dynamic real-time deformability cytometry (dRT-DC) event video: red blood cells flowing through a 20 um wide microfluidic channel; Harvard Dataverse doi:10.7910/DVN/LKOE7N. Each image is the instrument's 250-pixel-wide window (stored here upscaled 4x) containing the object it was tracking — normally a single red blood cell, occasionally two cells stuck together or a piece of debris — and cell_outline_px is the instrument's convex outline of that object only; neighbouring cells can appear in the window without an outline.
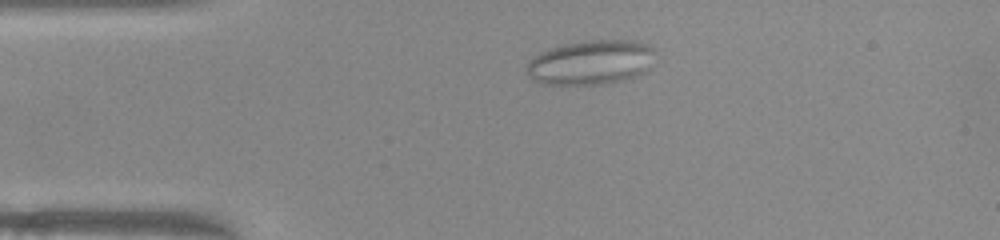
{"species": "common noctule bat (a hibernating species)", "species_latin": "Nyctalus noctula", "temperature_condition": "warm", "stored_images_in_passage": 41, "camera_frame_rate_fps": 3000, "um_per_image_px": 0.085, "animal": {"sex": "female", "body_mass_g": 22.0, "forearm_length_mm": 56.7}, "frame": {"image": 1, "passage_image": 1, "time_ms": 0.0, "image_size_px": [1000, 240], "cell_outline_px": [[652, 48], [648, 68], [644, 72], [636, 76], [624, 80], [604, 84], [544, 84], [528, 76], [528, 64], [540, 52], [548, 48], [564, 44], [588, 40], [632, 40], [648, 44]], "centroid_in_image_um": [50.21, 5.3], "position_along_channel_um": 34.8, "area_um2": 32.83}}
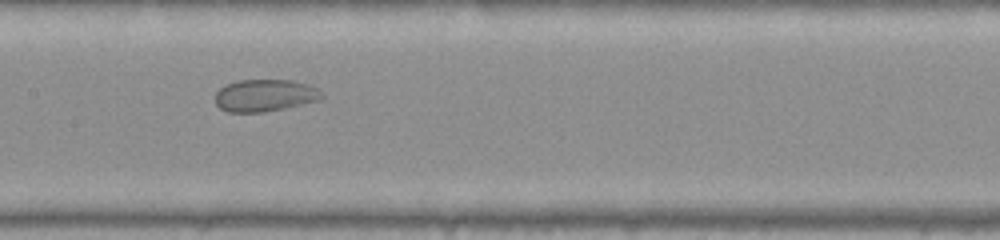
{"frame": {"image": 2, "passage_image": 15, "time_ms": 4.667, "image_size_px": [1000, 240], "cell_outline_px": [[324, 96], [320, 100], [284, 108], [264, 112], [228, 112], [220, 108], [216, 104], [216, 92], [220, 88], [236, 80], [292, 80], [316, 88]], "centroid_in_image_um": [22.49, 8.11], "position_along_channel_um": 184.9, "area_um2": 19.77}}
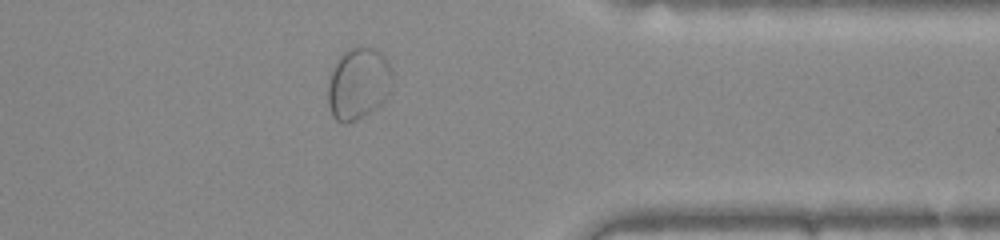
{"frame": {"image": 3, "passage_image": 31, "time_ms": 10.0, "image_size_px": [1000, 240], "cell_outline_px": [[392, 84], [384, 100], [376, 108], [356, 120], [344, 124], [336, 120], [332, 116], [328, 104], [328, 84], [332, 72], [340, 56], [348, 48], [360, 44], [376, 48], [388, 60], [392, 68]], "centroid_in_image_um": [30.48, 7.07], "position_along_channel_um": 380.9, "area_um2": 27.22}}